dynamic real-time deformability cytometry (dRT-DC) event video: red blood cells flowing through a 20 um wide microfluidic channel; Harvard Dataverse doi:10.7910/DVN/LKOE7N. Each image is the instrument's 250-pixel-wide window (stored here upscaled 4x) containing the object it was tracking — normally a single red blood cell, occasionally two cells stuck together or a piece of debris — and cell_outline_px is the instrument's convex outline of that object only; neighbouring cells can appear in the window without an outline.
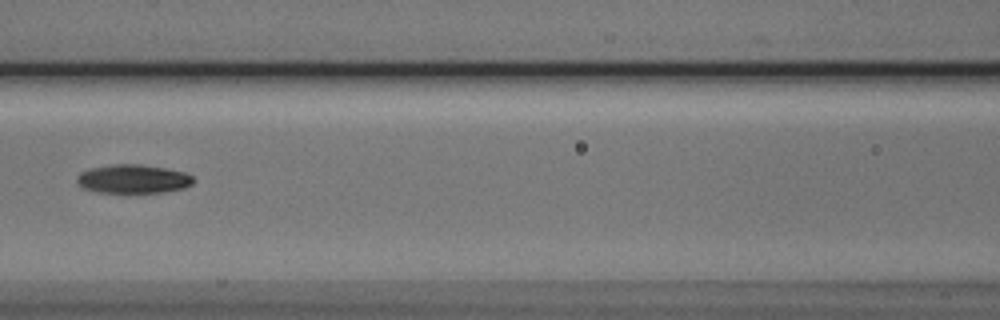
{"species": "Egyptian fruit bat (a non-hibernating species)", "species_latin": "Rousettus aegyptiacus", "temperature_condition": "cold", "stored_images_in_passage": 7, "camera_frame_rate_fps": 3000, "um_per_image_px": 0.085, "animal": {"sex": "male"}, "frame": {"image": 1, "passage_image": 6, "time_ms": 6.0, "image_size_px": [1000, 320], "cell_outline_px": [[192, 184], [184, 188], [164, 192], [100, 192], [84, 188], [76, 180], [76, 176], [80, 172], [92, 168], [112, 164], [140, 164], [164, 168], [184, 172], [192, 176]], "centroid_in_image_um": [11.31, 15.2], "position_along_channel_um": 155.3, "area_um2": 19.25}}
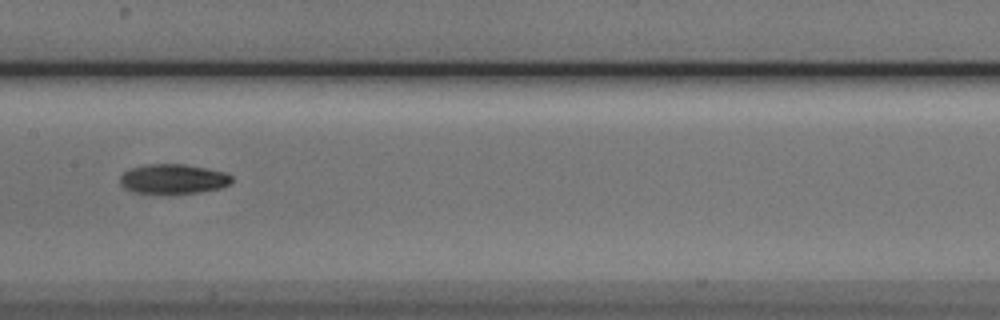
{"frame": {"image": 2, "passage_image": 7, "time_ms": 7.0, "image_size_px": [1000, 320], "cell_outline_px": [[232, 180], [228, 184], [220, 188], [200, 192], [168, 196], [132, 192], [124, 188], [120, 184], [120, 176], [128, 168], [148, 164], [184, 164], [224, 172], [232, 176]], "centroid_in_image_um": [14.66, 15.25], "position_along_channel_um": 192.7, "area_um2": 19.94}}